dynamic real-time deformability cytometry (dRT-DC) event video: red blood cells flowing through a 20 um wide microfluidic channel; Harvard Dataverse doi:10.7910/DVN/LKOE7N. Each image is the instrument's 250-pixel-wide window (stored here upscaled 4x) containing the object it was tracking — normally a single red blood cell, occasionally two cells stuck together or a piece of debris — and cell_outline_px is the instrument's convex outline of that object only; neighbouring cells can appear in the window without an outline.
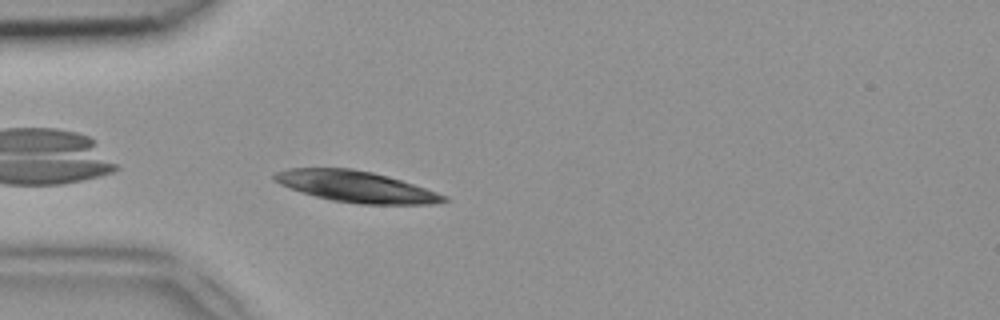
{"species": "common noctule bat (a hibernating species)", "species_latin": "Nyctalus noctula", "temperature_condition": "room temperature", "stored_images_in_passage": 21, "camera_frame_rate_fps": 3000, "um_per_image_px": 0.085, "animal": {"sex": "female", "body_mass_g": 18.4}, "frame": {"image": 1, "passage_image": 2, "time_ms": 0.333, "image_size_px": [1000, 320], "cell_outline_px": [[448, 200], [432, 204], [360, 204], [332, 200], [300, 192], [280, 184], [272, 180], [272, 176], [276, 172], [288, 168], [352, 168], [372, 172], [400, 180], [448, 196]], "centroid_in_image_um": [30.21, 15.86], "position_along_channel_um": 54.8, "area_um2": 30.52}}
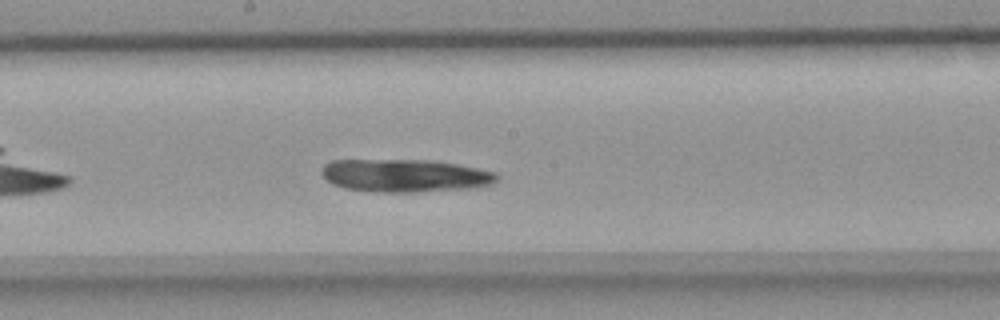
{"frame": {"image": 2, "passage_image": 14, "time_ms": 4.333, "image_size_px": [1000, 320], "cell_outline_px": [[500, 176], [492, 184], [472, 188], [416, 192], [380, 192], [344, 188], [332, 184], [320, 172], [320, 168], [324, 164], [332, 160], [432, 160], [456, 164], [496, 172]], "centroid_in_image_um": [34.41, 14.92], "position_along_channel_um": 213.8, "area_um2": 33.64}}
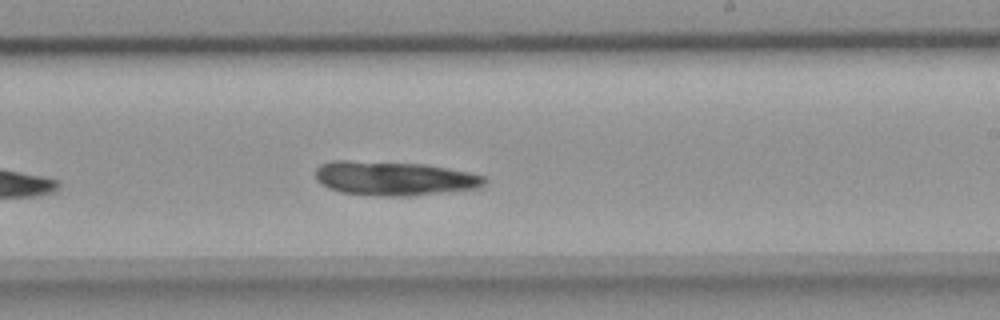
{"frame": {"image": 3, "passage_image": 17, "time_ms": 5.333, "image_size_px": [1000, 320], "cell_outline_px": [[488, 180], [480, 188], [448, 192], [408, 196], [384, 196], [340, 192], [328, 188], [320, 184], [316, 180], [316, 168], [320, 164], [332, 160], [348, 160], [424, 164], [448, 168], [468, 172], [484, 176]], "centroid_in_image_um": [33.49, 15.16], "position_along_channel_um": 255.5, "area_um2": 33.87}}